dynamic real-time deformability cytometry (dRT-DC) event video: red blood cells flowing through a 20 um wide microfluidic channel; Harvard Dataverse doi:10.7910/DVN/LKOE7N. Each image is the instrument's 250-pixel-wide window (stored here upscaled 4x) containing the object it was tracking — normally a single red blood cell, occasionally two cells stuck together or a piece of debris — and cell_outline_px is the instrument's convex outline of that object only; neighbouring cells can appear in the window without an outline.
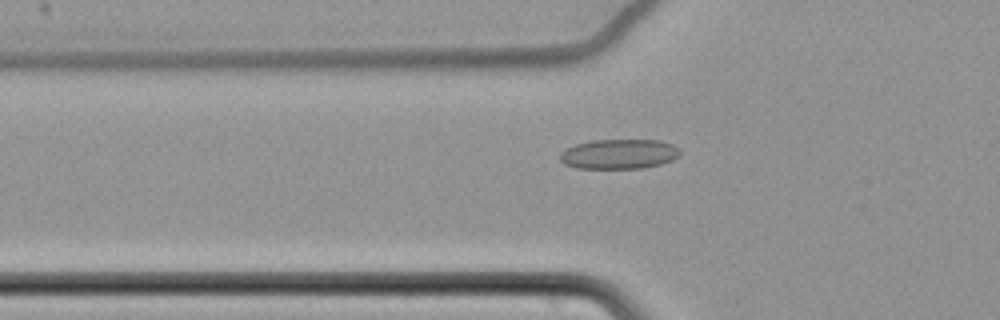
{"species": "common noctule bat (a hibernating species)", "species_latin": "Nyctalus noctula", "temperature_condition": "cold", "stored_images_in_passage": 62, "camera_frame_rate_fps": 3000, "um_per_image_px": 0.085, "animal": {"sex": "female", "body_mass_g": 22.7, "forearm_length_mm": 54.2}, "frame": {"image": 1, "passage_image": 23, "time_ms": 7.333, "image_size_px": [1000, 320], "cell_outline_px": [[680, 156], [672, 160], [660, 164], [644, 168], [576, 168], [564, 164], [560, 160], [560, 152], [576, 144], [592, 140], [660, 140], [672, 144], [680, 152]], "centroid_in_image_um": [52.61, 13.09], "position_along_channel_um": 73.2, "area_um2": 20.81}}
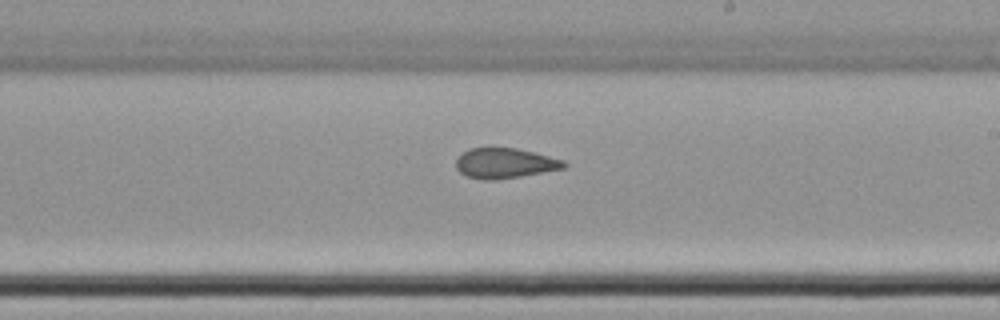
{"frame": {"image": 2, "passage_image": 38, "time_ms": 12.333, "image_size_px": [1000, 320], "cell_outline_px": [[568, 164], [564, 168], [520, 176], [496, 180], [480, 180], [464, 176], [456, 168], [456, 160], [468, 148], [516, 148], [564, 160]], "centroid_in_image_um": [42.88, 13.88], "position_along_channel_um": 246.1, "area_um2": 18.9}}
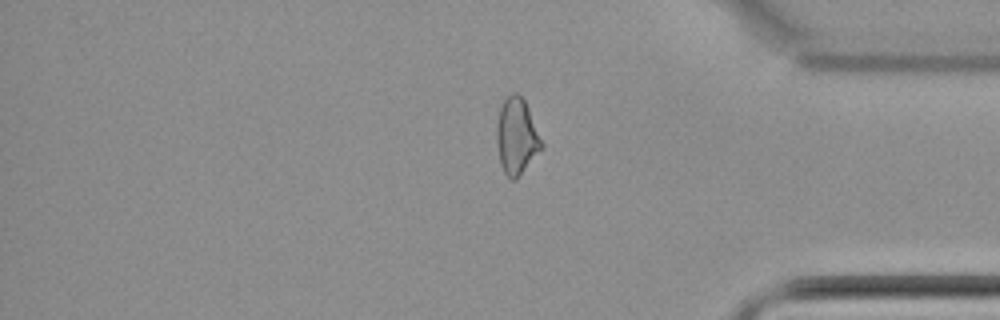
{"frame": {"image": 3, "passage_image": 52, "time_ms": 17.0, "image_size_px": [1000, 320], "cell_outline_px": [[544, 144], [516, 180], [512, 180], [504, 172], [500, 160], [496, 140], [496, 124], [500, 108], [504, 100], [512, 92], [516, 92], [524, 100], [528, 108]], "centroid_in_image_um": [43.9, 11.57], "position_along_channel_um": 391.3, "area_um2": 19.59}, "authors_computed_cell_mechanics": {"area_um2": 20.519, "velocity_mm_per_s": 3.4727, "shape_relaxation_time_tau1_ms": null, "shape_relaxation_time_tau2_ms": 2.6774, "deformation_change_tau1": null, "deformation_change_tau2": 0.0814}}